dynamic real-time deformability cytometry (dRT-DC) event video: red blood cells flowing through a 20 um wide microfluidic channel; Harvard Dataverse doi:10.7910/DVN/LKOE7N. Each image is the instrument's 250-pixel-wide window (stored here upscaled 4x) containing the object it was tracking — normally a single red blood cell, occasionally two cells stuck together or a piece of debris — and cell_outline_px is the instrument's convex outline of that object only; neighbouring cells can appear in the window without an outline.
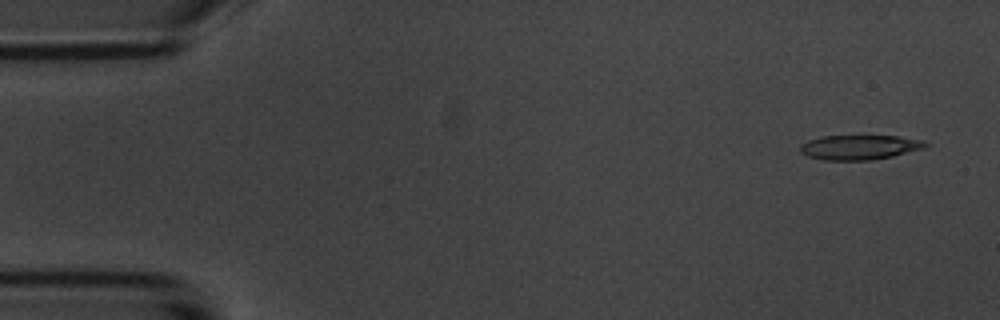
{"species": "common noctule bat (a hibernating species)", "species_latin": "Nyctalus noctula", "temperature_condition": "room temperature", "stored_images_in_passage": 5, "camera_frame_rate_fps": 3000, "um_per_image_px": 0.085, "animal": {"sex": "male", "body_mass_g": 20.1, "forearm_length_mm": 53.5}, "frame": {"image": 1, "passage_image": 1, "time_ms": 0.0, "image_size_px": [1000, 320], "cell_outline_px": [[928, 144], [924, 148], [892, 156], [872, 160], [824, 160], [808, 156], [800, 152], [800, 144], [808, 140], [820, 136], [900, 136], [924, 140]], "centroid_in_image_um": [73.05, 12.51], "position_along_channel_um": 12.0, "area_um2": 18.03}}
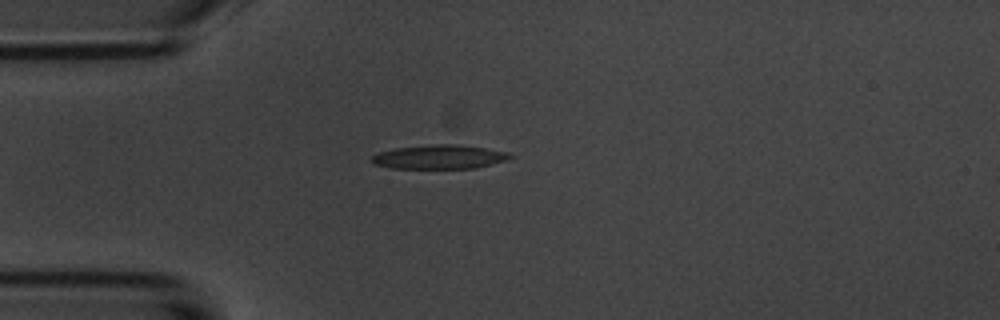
{"frame": {"image": 2, "passage_image": 4, "time_ms": 3.667, "image_size_px": [1000, 320], "cell_outline_px": [[516, 156], [508, 160], [476, 168], [392, 168], [372, 164], [372, 156], [380, 152], [396, 148], [436, 144], [460, 144], [508, 152]], "centroid_in_image_um": [37.4, 13.34], "position_along_channel_um": 47.6, "area_um2": 19.36}}